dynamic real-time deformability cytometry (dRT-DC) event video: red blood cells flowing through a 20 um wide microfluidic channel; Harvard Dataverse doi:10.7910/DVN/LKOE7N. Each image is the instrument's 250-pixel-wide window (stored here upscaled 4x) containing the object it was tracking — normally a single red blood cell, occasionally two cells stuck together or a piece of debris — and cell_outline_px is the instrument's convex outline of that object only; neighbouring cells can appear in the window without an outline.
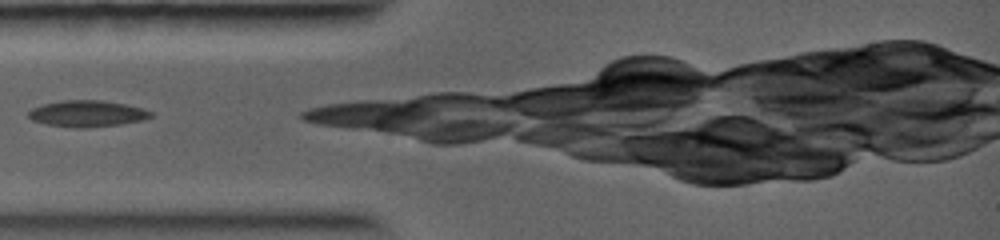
{"species": "common noctule bat (a hibernating species)", "species_latin": "Nyctalus noctula", "temperature_condition": "warm", "stored_images_in_passage": 24, "camera_frame_rate_fps": 5000, "um_per_image_px": 0.085, "animal": {"sex": "female", "body_mass_g": 19.0, "forearm_length_mm": 56.7}, "frame": {"image": 1, "passage_image": 1, "time_ms": 0.0, "image_size_px": [1000, 240], "cell_outline_px": [[152, 116], [144, 120], [120, 124], [88, 128], [76, 128], [48, 124], [32, 120], [28, 116], [28, 112], [32, 108], [44, 104], [64, 100], [100, 100], [128, 104], [152, 112]], "centroid_in_image_um": [7.43, 9.66], "position_along_channel_um": 77.6, "area_um2": 18.73}}